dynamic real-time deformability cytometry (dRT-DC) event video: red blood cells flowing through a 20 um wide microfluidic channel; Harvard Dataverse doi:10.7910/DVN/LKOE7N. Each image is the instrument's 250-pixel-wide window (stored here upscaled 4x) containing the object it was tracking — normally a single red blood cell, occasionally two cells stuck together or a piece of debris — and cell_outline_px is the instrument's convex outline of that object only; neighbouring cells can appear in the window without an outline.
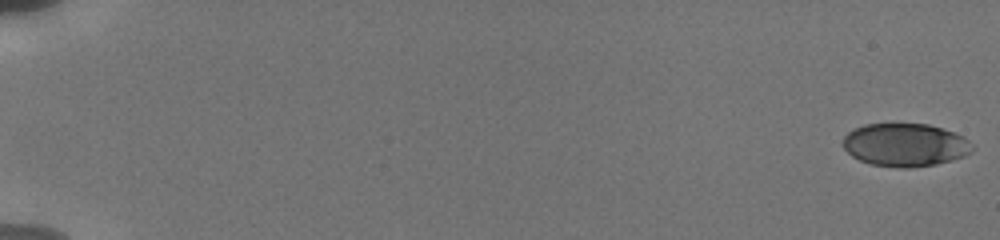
{"species": "human", "species_latin": "Homo sapiens", "temperature_condition": "cold", "stored_images_in_passage": 12, "camera_frame_rate_fps": 3000, "um_per_image_px": 0.085, "donor": {"sex": "male"}, "frame": {"image": 1, "passage_image": 1, "time_ms": 0.0, "image_size_px": [1000, 240], "cell_outline_px": [[976, 148], [972, 152], [964, 156], [952, 160], [936, 164], [908, 168], [896, 168], [872, 164], [860, 160], [852, 156], [840, 144], [844, 136], [848, 132], [864, 124], [928, 124], [964, 136]], "centroid_in_image_um": [76.94, 12.32], "position_along_channel_um": 8.1, "area_um2": 32.6}}
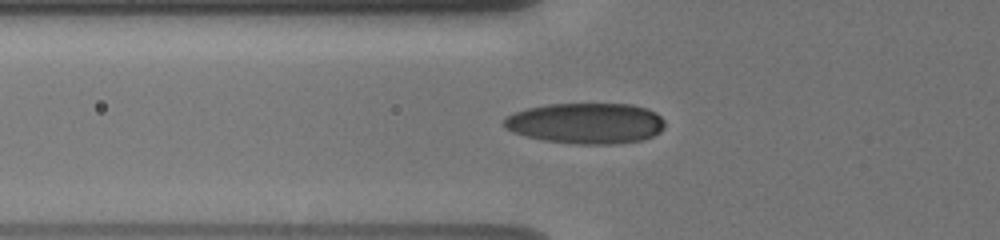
{"frame": {"image": 2, "passage_image": 9, "time_ms": 7.0, "image_size_px": [1000, 240], "cell_outline_px": [[664, 128], [660, 132], [644, 140], [616, 144], [572, 144], [544, 140], [512, 132], [504, 128], [504, 120], [508, 116], [516, 112], [528, 108], [548, 104], [632, 104], [648, 108], [656, 112], [664, 120]], "centroid_in_image_um": [49.85, 10.48], "position_along_channel_um": 75.9, "area_um2": 38.38}}
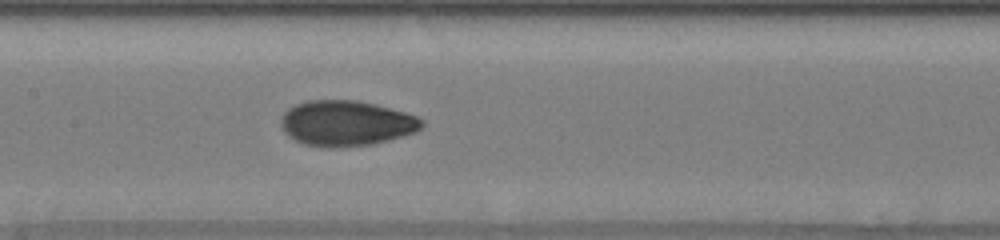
{"frame": {"image": 3, "passage_image": 12, "time_ms": 9.667, "image_size_px": [1000, 240], "cell_outline_px": [[424, 124], [416, 132], [404, 136], [372, 144], [332, 148], [320, 148], [304, 144], [288, 136], [284, 132], [280, 124], [280, 120], [284, 112], [288, 108], [296, 104], [308, 100], [356, 100], [376, 104], [404, 112], [416, 116], [424, 120]], "centroid_in_image_um": [29.41, 10.48], "position_along_channel_um": 178.0, "area_um2": 37.57}}